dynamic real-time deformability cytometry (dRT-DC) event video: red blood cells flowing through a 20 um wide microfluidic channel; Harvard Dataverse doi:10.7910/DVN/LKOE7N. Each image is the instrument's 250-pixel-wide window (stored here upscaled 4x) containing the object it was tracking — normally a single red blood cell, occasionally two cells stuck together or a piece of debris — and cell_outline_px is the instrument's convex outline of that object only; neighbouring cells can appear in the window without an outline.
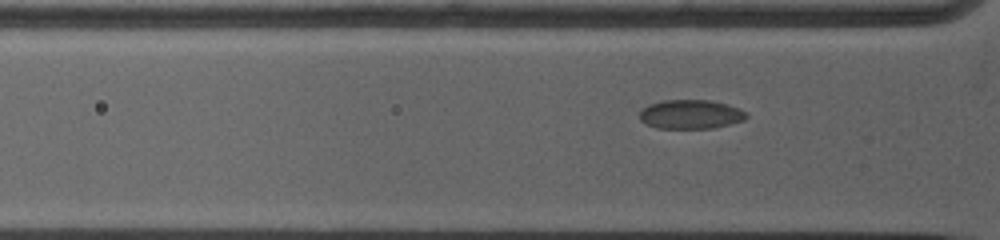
{"species": "common noctule bat (a hibernating species)", "species_latin": "Nyctalus noctula", "temperature_condition": "warm", "stored_images_in_passage": 45, "camera_frame_rate_fps": 5000, "um_per_image_px": 0.085, "animal": {"sex": "female", "body_mass_g": 19.0, "forearm_length_mm": 53.3}, "frame": {"image": 1, "passage_image": 3, "time_ms": 0.6, "image_size_px": [1000, 240], "cell_outline_px": [[748, 116], [744, 120], [712, 128], [656, 128], [640, 120], [640, 112], [648, 104], [664, 100], [712, 100], [728, 104], [744, 112]], "centroid_in_image_um": [58.69, 9.71], "position_along_channel_um": 67.1, "area_um2": 17.92}}
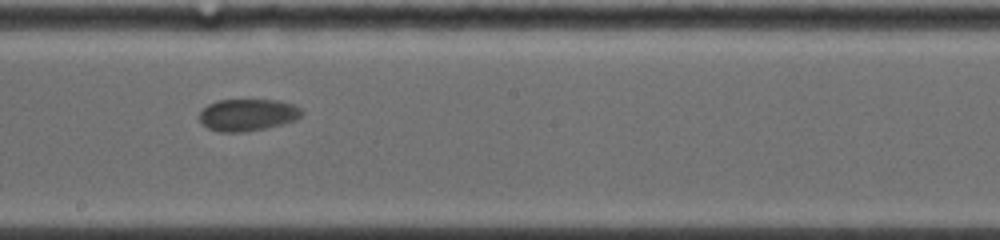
{"frame": {"image": 2, "passage_image": 24, "time_ms": 5.0, "image_size_px": [1000, 240], "cell_outline_px": [[304, 112], [296, 120], [264, 128], [244, 132], [220, 132], [208, 128], [200, 124], [200, 112], [208, 104], [216, 100], [280, 100], [292, 104], [300, 108]], "centroid_in_image_um": [21.03, 9.76], "position_along_channel_um": 227.2, "area_um2": 19.07}}
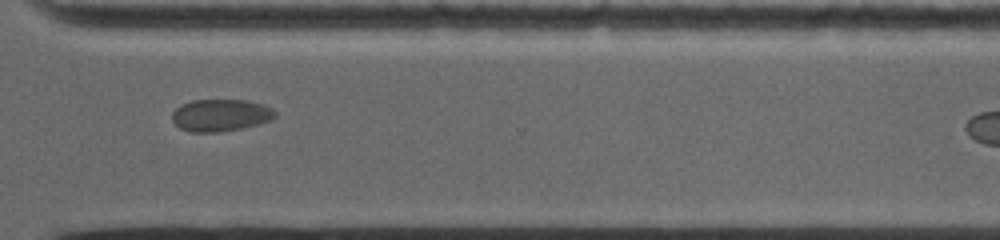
{"frame": {"image": 3, "passage_image": 41, "time_ms": 8.4, "image_size_px": [1000, 240], "cell_outline_px": [[276, 116], [272, 120], [260, 124], [244, 128], [220, 132], [188, 132], [180, 128], [172, 120], [172, 112], [180, 104], [192, 100], [248, 100], [264, 104], [272, 108], [276, 112]], "centroid_in_image_um": [18.77, 9.79], "position_along_channel_um": 351.8, "area_um2": 19.65}}